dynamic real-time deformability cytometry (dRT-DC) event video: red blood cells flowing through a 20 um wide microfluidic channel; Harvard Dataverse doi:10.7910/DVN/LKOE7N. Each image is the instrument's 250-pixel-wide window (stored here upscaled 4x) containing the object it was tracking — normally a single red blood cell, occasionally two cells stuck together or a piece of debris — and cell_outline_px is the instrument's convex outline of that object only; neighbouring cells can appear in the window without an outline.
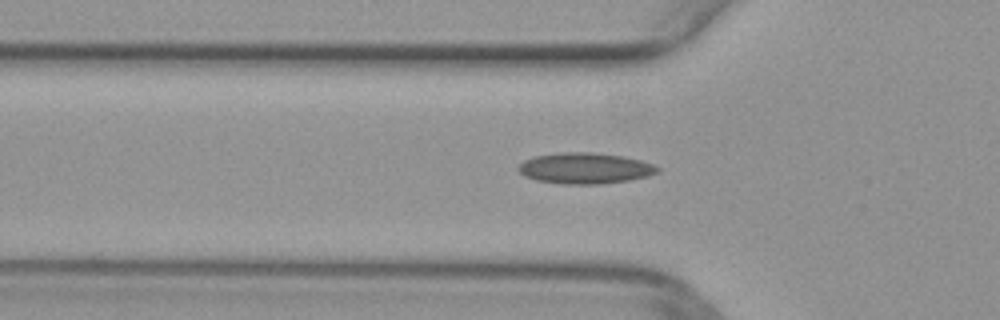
{"species": "common noctule bat (a hibernating species)", "species_latin": "Nyctalus noctula", "temperature_condition": "warm", "stored_images_in_passage": 32, "camera_frame_rate_fps": 3000, "um_per_image_px": 0.085, "animal": {"sex": "female", "body_mass_g": 29.2, "forearm_length_mm": 56.3}, "frame": {"image": 1, "passage_image": 3, "time_ms": 0.667, "image_size_px": [1000, 320], "cell_outline_px": [[660, 172], [648, 176], [628, 180], [600, 184], [564, 184], [536, 180], [524, 176], [516, 168], [524, 160], [532, 156], [560, 152], [592, 152], [624, 156], [640, 160], [652, 164], [660, 168]], "centroid_in_image_um": [49.71, 14.29], "position_along_channel_um": 76.1, "area_um2": 25.26}}
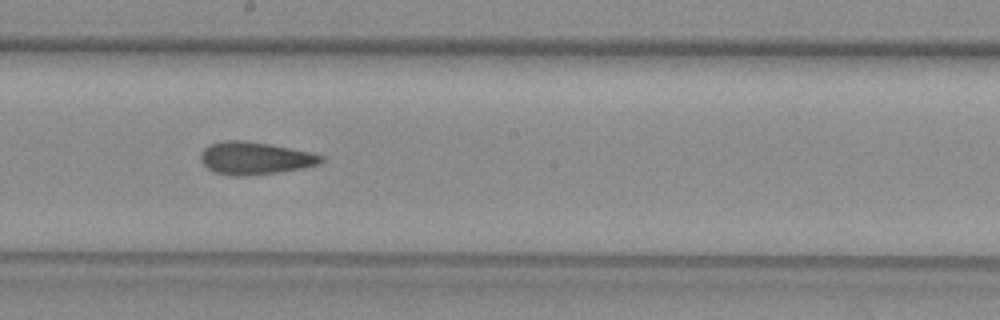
{"frame": {"image": 2, "passage_image": 14, "time_ms": 4.333, "image_size_px": [1000, 320], "cell_outline_px": [[324, 160], [320, 164], [280, 172], [248, 176], [232, 176], [216, 172], [208, 168], [200, 160], [200, 152], [208, 144], [220, 140], [244, 140], [268, 144], [308, 152], [324, 156]], "centroid_in_image_um": [21.62, 13.44], "position_along_channel_um": 226.6, "area_um2": 22.89}}
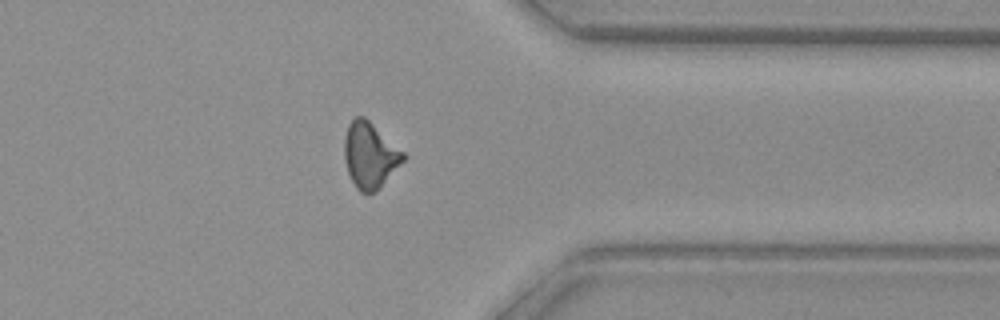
{"frame": {"image": 3, "passage_image": 26, "time_ms": 8.333, "image_size_px": [1000, 320], "cell_outline_px": [[408, 156], [376, 192], [360, 192], [356, 188], [348, 172], [344, 160], [344, 136], [348, 124], [356, 116], [364, 116], [404, 152]], "centroid_in_image_um": [31.44, 13.19], "position_along_channel_um": 380.0, "area_um2": 22.54}}